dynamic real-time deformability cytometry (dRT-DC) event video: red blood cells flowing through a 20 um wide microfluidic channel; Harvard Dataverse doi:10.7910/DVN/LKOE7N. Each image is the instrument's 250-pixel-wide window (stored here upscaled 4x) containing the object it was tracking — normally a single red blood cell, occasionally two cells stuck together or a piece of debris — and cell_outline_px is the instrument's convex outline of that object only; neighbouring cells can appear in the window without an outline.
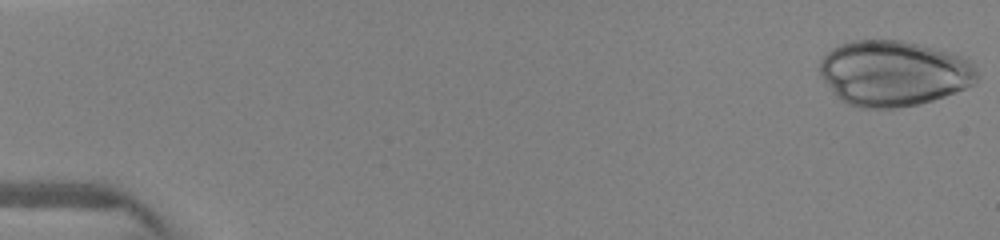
{"species": "human", "species_latin": "Homo sapiens", "temperature_condition": "warm", "stored_images_in_passage": 9, "camera_frame_rate_fps": 3000, "um_per_image_px": 0.085, "donor": {"sex": "female"}, "frame": {"image": 1, "passage_image": 1, "time_ms": 0.0, "image_size_px": [1000, 240], "cell_outline_px": [[980, 76], [976, 84], [956, 92], [920, 104], [896, 108], [860, 108], [848, 104], [836, 96], [832, 92], [820, 76], [820, 60], [832, 48], [840, 44], [852, 40], [900, 40], [956, 52], [968, 56], [972, 60]], "centroid_in_image_um": [76.03, 6.22], "position_along_channel_um": 9.0, "area_um2": 61.09}}